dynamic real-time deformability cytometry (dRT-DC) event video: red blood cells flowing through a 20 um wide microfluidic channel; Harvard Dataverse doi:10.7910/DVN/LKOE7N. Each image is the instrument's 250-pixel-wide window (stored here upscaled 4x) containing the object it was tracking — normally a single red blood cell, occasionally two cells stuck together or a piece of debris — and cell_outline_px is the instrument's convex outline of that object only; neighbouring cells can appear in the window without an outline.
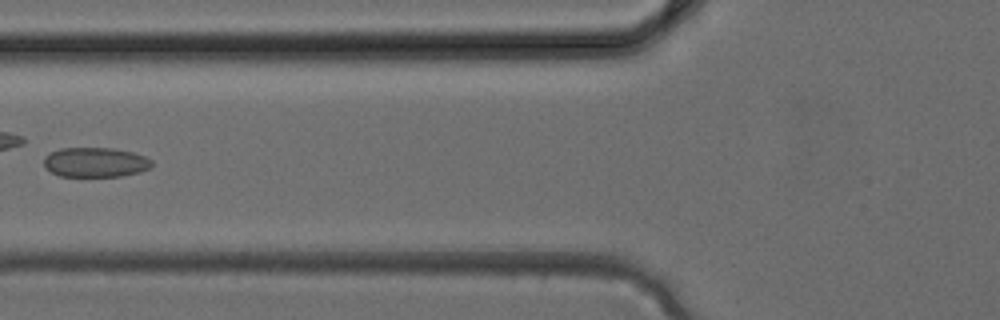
{"species": "common noctule bat (a hibernating species)", "species_latin": "Nyctalus noctula", "temperature_condition": "cold", "stored_images_in_passage": 5, "camera_frame_rate_fps": 3000, "um_per_image_px": 0.085, "animal": {"sex": "female", "body_mass_g": 24.6, "forearm_length_mm": 56.2}, "frame": {"image": 1, "passage_image": 5, "time_ms": 1.333, "image_size_px": [1000, 320], "cell_outline_px": [[152, 164], [148, 168], [140, 172], [120, 176], [60, 176], [44, 168], [44, 156], [48, 152], [60, 148], [112, 148], [132, 152], [144, 156], [152, 160]], "centroid_in_image_um": [8.06, 13.79], "position_along_channel_um": 117.7, "area_um2": 18.73}}